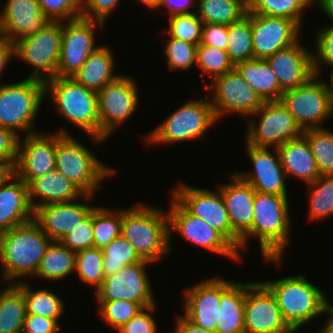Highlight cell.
I'll use <instances>...</instances> for the list:
<instances>
[{"label": "cell", "mask_w": 333, "mask_h": 333, "mask_svg": "<svg viewBox=\"0 0 333 333\" xmlns=\"http://www.w3.org/2000/svg\"><path fill=\"white\" fill-rule=\"evenodd\" d=\"M288 196L256 191L252 228L241 238V251L247 249L249 238L259 239L265 261L281 264L285 247L291 242Z\"/></svg>", "instance_id": "cell-1"}, {"label": "cell", "mask_w": 333, "mask_h": 333, "mask_svg": "<svg viewBox=\"0 0 333 333\" xmlns=\"http://www.w3.org/2000/svg\"><path fill=\"white\" fill-rule=\"evenodd\" d=\"M51 242L34 218L0 232L1 277L4 281L18 283L22 276H34Z\"/></svg>", "instance_id": "cell-2"}, {"label": "cell", "mask_w": 333, "mask_h": 333, "mask_svg": "<svg viewBox=\"0 0 333 333\" xmlns=\"http://www.w3.org/2000/svg\"><path fill=\"white\" fill-rule=\"evenodd\" d=\"M133 206L123 208L121 235L143 260L157 263L173 251L169 244L168 213L148 203Z\"/></svg>", "instance_id": "cell-3"}, {"label": "cell", "mask_w": 333, "mask_h": 333, "mask_svg": "<svg viewBox=\"0 0 333 333\" xmlns=\"http://www.w3.org/2000/svg\"><path fill=\"white\" fill-rule=\"evenodd\" d=\"M45 94H50L54 109L60 116L84 131L92 142L99 144L100 121L97 92L85 88L73 77H55L45 82Z\"/></svg>", "instance_id": "cell-4"}, {"label": "cell", "mask_w": 333, "mask_h": 333, "mask_svg": "<svg viewBox=\"0 0 333 333\" xmlns=\"http://www.w3.org/2000/svg\"><path fill=\"white\" fill-rule=\"evenodd\" d=\"M276 298L285 322L293 331L322 316L328 299L304 274L262 281Z\"/></svg>", "instance_id": "cell-5"}, {"label": "cell", "mask_w": 333, "mask_h": 333, "mask_svg": "<svg viewBox=\"0 0 333 333\" xmlns=\"http://www.w3.org/2000/svg\"><path fill=\"white\" fill-rule=\"evenodd\" d=\"M106 165L66 129L57 130L56 169L85 195H94L105 178L115 176L117 171Z\"/></svg>", "instance_id": "cell-6"}, {"label": "cell", "mask_w": 333, "mask_h": 333, "mask_svg": "<svg viewBox=\"0 0 333 333\" xmlns=\"http://www.w3.org/2000/svg\"><path fill=\"white\" fill-rule=\"evenodd\" d=\"M45 95V82L38 79L0 83V127L19 136L35 133L34 123Z\"/></svg>", "instance_id": "cell-7"}, {"label": "cell", "mask_w": 333, "mask_h": 333, "mask_svg": "<svg viewBox=\"0 0 333 333\" xmlns=\"http://www.w3.org/2000/svg\"><path fill=\"white\" fill-rule=\"evenodd\" d=\"M217 121L207 93L205 99L187 100L147 134L145 141L165 145L199 140Z\"/></svg>", "instance_id": "cell-8"}, {"label": "cell", "mask_w": 333, "mask_h": 333, "mask_svg": "<svg viewBox=\"0 0 333 333\" xmlns=\"http://www.w3.org/2000/svg\"><path fill=\"white\" fill-rule=\"evenodd\" d=\"M318 75L305 84L285 90L280 101L293 115L302 130L323 128L324 121L333 118V88Z\"/></svg>", "instance_id": "cell-9"}, {"label": "cell", "mask_w": 333, "mask_h": 333, "mask_svg": "<svg viewBox=\"0 0 333 333\" xmlns=\"http://www.w3.org/2000/svg\"><path fill=\"white\" fill-rule=\"evenodd\" d=\"M62 21H50L40 32L14 42V57L34 67L28 78L46 82L57 77Z\"/></svg>", "instance_id": "cell-10"}, {"label": "cell", "mask_w": 333, "mask_h": 333, "mask_svg": "<svg viewBox=\"0 0 333 333\" xmlns=\"http://www.w3.org/2000/svg\"><path fill=\"white\" fill-rule=\"evenodd\" d=\"M254 117H258L259 121ZM249 118L246 144L255 147L278 148L303 134V130L281 101L264 102Z\"/></svg>", "instance_id": "cell-11"}, {"label": "cell", "mask_w": 333, "mask_h": 333, "mask_svg": "<svg viewBox=\"0 0 333 333\" xmlns=\"http://www.w3.org/2000/svg\"><path fill=\"white\" fill-rule=\"evenodd\" d=\"M170 209L167 211L169 220V244L174 233H179L188 242L202 249L215 252L228 259L241 261L239 252L220 232L207 222L191 214L173 195ZM173 233V235H172Z\"/></svg>", "instance_id": "cell-12"}, {"label": "cell", "mask_w": 333, "mask_h": 333, "mask_svg": "<svg viewBox=\"0 0 333 333\" xmlns=\"http://www.w3.org/2000/svg\"><path fill=\"white\" fill-rule=\"evenodd\" d=\"M138 91L132 77L120 75L97 92L101 139L109 138L136 112L139 107Z\"/></svg>", "instance_id": "cell-13"}, {"label": "cell", "mask_w": 333, "mask_h": 333, "mask_svg": "<svg viewBox=\"0 0 333 333\" xmlns=\"http://www.w3.org/2000/svg\"><path fill=\"white\" fill-rule=\"evenodd\" d=\"M204 85L206 91L214 92L209 98L217 120L226 113L250 117L264 103L235 68Z\"/></svg>", "instance_id": "cell-14"}, {"label": "cell", "mask_w": 333, "mask_h": 333, "mask_svg": "<svg viewBox=\"0 0 333 333\" xmlns=\"http://www.w3.org/2000/svg\"><path fill=\"white\" fill-rule=\"evenodd\" d=\"M143 260L124 266L120 271L106 276L102 285L95 291L96 301L127 300L139 303L143 308L155 305L149 280L147 265Z\"/></svg>", "instance_id": "cell-15"}, {"label": "cell", "mask_w": 333, "mask_h": 333, "mask_svg": "<svg viewBox=\"0 0 333 333\" xmlns=\"http://www.w3.org/2000/svg\"><path fill=\"white\" fill-rule=\"evenodd\" d=\"M245 333H296L282 317L276 298L262 281L245 283Z\"/></svg>", "instance_id": "cell-16"}, {"label": "cell", "mask_w": 333, "mask_h": 333, "mask_svg": "<svg viewBox=\"0 0 333 333\" xmlns=\"http://www.w3.org/2000/svg\"><path fill=\"white\" fill-rule=\"evenodd\" d=\"M105 24L83 17L62 21V41L57 77H72L99 46L95 44L96 26Z\"/></svg>", "instance_id": "cell-17"}, {"label": "cell", "mask_w": 333, "mask_h": 333, "mask_svg": "<svg viewBox=\"0 0 333 333\" xmlns=\"http://www.w3.org/2000/svg\"><path fill=\"white\" fill-rule=\"evenodd\" d=\"M23 137L12 171L27 184L56 169L57 131L54 134L39 131Z\"/></svg>", "instance_id": "cell-18"}, {"label": "cell", "mask_w": 333, "mask_h": 333, "mask_svg": "<svg viewBox=\"0 0 333 333\" xmlns=\"http://www.w3.org/2000/svg\"><path fill=\"white\" fill-rule=\"evenodd\" d=\"M194 188L187 184L175 187L171 194L194 216L207 222L232 244V228L221 191Z\"/></svg>", "instance_id": "cell-19"}, {"label": "cell", "mask_w": 333, "mask_h": 333, "mask_svg": "<svg viewBox=\"0 0 333 333\" xmlns=\"http://www.w3.org/2000/svg\"><path fill=\"white\" fill-rule=\"evenodd\" d=\"M253 52L255 59H266L300 39L301 27L284 17L251 13Z\"/></svg>", "instance_id": "cell-20"}, {"label": "cell", "mask_w": 333, "mask_h": 333, "mask_svg": "<svg viewBox=\"0 0 333 333\" xmlns=\"http://www.w3.org/2000/svg\"><path fill=\"white\" fill-rule=\"evenodd\" d=\"M245 146L254 169L236 174L249 183L255 191L288 196L286 174L277 148L271 149L273 150L271 153L268 147H255L246 143Z\"/></svg>", "instance_id": "cell-21"}, {"label": "cell", "mask_w": 333, "mask_h": 333, "mask_svg": "<svg viewBox=\"0 0 333 333\" xmlns=\"http://www.w3.org/2000/svg\"><path fill=\"white\" fill-rule=\"evenodd\" d=\"M230 179V183L220 184L218 189L229 215L232 245L240 251L241 238L252 228L256 191L236 173L231 174Z\"/></svg>", "instance_id": "cell-22"}, {"label": "cell", "mask_w": 333, "mask_h": 333, "mask_svg": "<svg viewBox=\"0 0 333 333\" xmlns=\"http://www.w3.org/2000/svg\"><path fill=\"white\" fill-rule=\"evenodd\" d=\"M93 196L83 195L87 204L75 200L40 206L34 211V219L52 241H61L93 211L95 206L89 204Z\"/></svg>", "instance_id": "cell-23"}, {"label": "cell", "mask_w": 333, "mask_h": 333, "mask_svg": "<svg viewBox=\"0 0 333 333\" xmlns=\"http://www.w3.org/2000/svg\"><path fill=\"white\" fill-rule=\"evenodd\" d=\"M0 12V35L10 42L40 32L51 20L37 0H6Z\"/></svg>", "instance_id": "cell-24"}, {"label": "cell", "mask_w": 333, "mask_h": 333, "mask_svg": "<svg viewBox=\"0 0 333 333\" xmlns=\"http://www.w3.org/2000/svg\"><path fill=\"white\" fill-rule=\"evenodd\" d=\"M312 53L298 40L266 58L283 91L301 86L314 76Z\"/></svg>", "instance_id": "cell-25"}, {"label": "cell", "mask_w": 333, "mask_h": 333, "mask_svg": "<svg viewBox=\"0 0 333 333\" xmlns=\"http://www.w3.org/2000/svg\"><path fill=\"white\" fill-rule=\"evenodd\" d=\"M183 309L185 317L215 333L220 309V277L202 280L186 289Z\"/></svg>", "instance_id": "cell-26"}, {"label": "cell", "mask_w": 333, "mask_h": 333, "mask_svg": "<svg viewBox=\"0 0 333 333\" xmlns=\"http://www.w3.org/2000/svg\"><path fill=\"white\" fill-rule=\"evenodd\" d=\"M33 218L27 184L11 170L0 182V232Z\"/></svg>", "instance_id": "cell-27"}, {"label": "cell", "mask_w": 333, "mask_h": 333, "mask_svg": "<svg viewBox=\"0 0 333 333\" xmlns=\"http://www.w3.org/2000/svg\"><path fill=\"white\" fill-rule=\"evenodd\" d=\"M28 196L34 211L43 205L75 201L82 202L84 193L57 169L27 183Z\"/></svg>", "instance_id": "cell-28"}, {"label": "cell", "mask_w": 333, "mask_h": 333, "mask_svg": "<svg viewBox=\"0 0 333 333\" xmlns=\"http://www.w3.org/2000/svg\"><path fill=\"white\" fill-rule=\"evenodd\" d=\"M245 283L220 277V309L215 333H245Z\"/></svg>", "instance_id": "cell-29"}, {"label": "cell", "mask_w": 333, "mask_h": 333, "mask_svg": "<svg viewBox=\"0 0 333 333\" xmlns=\"http://www.w3.org/2000/svg\"><path fill=\"white\" fill-rule=\"evenodd\" d=\"M286 177L292 176L303 184L314 182L319 176L315 157L307 139L300 137L277 148Z\"/></svg>", "instance_id": "cell-30"}, {"label": "cell", "mask_w": 333, "mask_h": 333, "mask_svg": "<svg viewBox=\"0 0 333 333\" xmlns=\"http://www.w3.org/2000/svg\"><path fill=\"white\" fill-rule=\"evenodd\" d=\"M114 60L111 49L101 45L91 53L72 77L85 88L98 92L120 76L113 72Z\"/></svg>", "instance_id": "cell-31"}, {"label": "cell", "mask_w": 333, "mask_h": 333, "mask_svg": "<svg viewBox=\"0 0 333 333\" xmlns=\"http://www.w3.org/2000/svg\"><path fill=\"white\" fill-rule=\"evenodd\" d=\"M263 102L280 101L283 94L266 59H250L234 67Z\"/></svg>", "instance_id": "cell-32"}, {"label": "cell", "mask_w": 333, "mask_h": 333, "mask_svg": "<svg viewBox=\"0 0 333 333\" xmlns=\"http://www.w3.org/2000/svg\"><path fill=\"white\" fill-rule=\"evenodd\" d=\"M0 289V333H22L27 315L22 288L10 283Z\"/></svg>", "instance_id": "cell-33"}, {"label": "cell", "mask_w": 333, "mask_h": 333, "mask_svg": "<svg viewBox=\"0 0 333 333\" xmlns=\"http://www.w3.org/2000/svg\"><path fill=\"white\" fill-rule=\"evenodd\" d=\"M76 269V252L60 241H52L48 246L35 274L49 281L65 279Z\"/></svg>", "instance_id": "cell-34"}, {"label": "cell", "mask_w": 333, "mask_h": 333, "mask_svg": "<svg viewBox=\"0 0 333 333\" xmlns=\"http://www.w3.org/2000/svg\"><path fill=\"white\" fill-rule=\"evenodd\" d=\"M249 7L242 0H197V15L203 24L230 25L247 15Z\"/></svg>", "instance_id": "cell-35"}, {"label": "cell", "mask_w": 333, "mask_h": 333, "mask_svg": "<svg viewBox=\"0 0 333 333\" xmlns=\"http://www.w3.org/2000/svg\"><path fill=\"white\" fill-rule=\"evenodd\" d=\"M17 284L22 288L27 314L45 316L59 324V319L65 312V305L59 295L48 289L33 290L30 284L22 280Z\"/></svg>", "instance_id": "cell-36"}, {"label": "cell", "mask_w": 333, "mask_h": 333, "mask_svg": "<svg viewBox=\"0 0 333 333\" xmlns=\"http://www.w3.org/2000/svg\"><path fill=\"white\" fill-rule=\"evenodd\" d=\"M228 44L227 53L235 66L240 62L254 59L251 13L248 11L238 22L227 25Z\"/></svg>", "instance_id": "cell-37"}, {"label": "cell", "mask_w": 333, "mask_h": 333, "mask_svg": "<svg viewBox=\"0 0 333 333\" xmlns=\"http://www.w3.org/2000/svg\"><path fill=\"white\" fill-rule=\"evenodd\" d=\"M123 209L95 206L93 209L94 247L103 249L122 232Z\"/></svg>", "instance_id": "cell-38"}, {"label": "cell", "mask_w": 333, "mask_h": 333, "mask_svg": "<svg viewBox=\"0 0 333 333\" xmlns=\"http://www.w3.org/2000/svg\"><path fill=\"white\" fill-rule=\"evenodd\" d=\"M313 4L314 0H254L248 11L252 14L288 18L302 27V13Z\"/></svg>", "instance_id": "cell-39"}, {"label": "cell", "mask_w": 333, "mask_h": 333, "mask_svg": "<svg viewBox=\"0 0 333 333\" xmlns=\"http://www.w3.org/2000/svg\"><path fill=\"white\" fill-rule=\"evenodd\" d=\"M307 187L310 189L309 220L314 222L333 216V175L319 176Z\"/></svg>", "instance_id": "cell-40"}, {"label": "cell", "mask_w": 333, "mask_h": 333, "mask_svg": "<svg viewBox=\"0 0 333 333\" xmlns=\"http://www.w3.org/2000/svg\"><path fill=\"white\" fill-rule=\"evenodd\" d=\"M315 157L320 176L333 175V132L326 128L303 130Z\"/></svg>", "instance_id": "cell-41"}, {"label": "cell", "mask_w": 333, "mask_h": 333, "mask_svg": "<svg viewBox=\"0 0 333 333\" xmlns=\"http://www.w3.org/2000/svg\"><path fill=\"white\" fill-rule=\"evenodd\" d=\"M105 277L120 271L124 266L142 262L134 246L122 235L102 249Z\"/></svg>", "instance_id": "cell-42"}, {"label": "cell", "mask_w": 333, "mask_h": 333, "mask_svg": "<svg viewBox=\"0 0 333 333\" xmlns=\"http://www.w3.org/2000/svg\"><path fill=\"white\" fill-rule=\"evenodd\" d=\"M75 273L82 283L97 290L105 279L102 249L91 247L76 252Z\"/></svg>", "instance_id": "cell-43"}, {"label": "cell", "mask_w": 333, "mask_h": 333, "mask_svg": "<svg viewBox=\"0 0 333 333\" xmlns=\"http://www.w3.org/2000/svg\"><path fill=\"white\" fill-rule=\"evenodd\" d=\"M196 65L202 73L210 76L212 81L235 67L227 51L205 44L197 46Z\"/></svg>", "instance_id": "cell-44"}, {"label": "cell", "mask_w": 333, "mask_h": 333, "mask_svg": "<svg viewBox=\"0 0 333 333\" xmlns=\"http://www.w3.org/2000/svg\"><path fill=\"white\" fill-rule=\"evenodd\" d=\"M100 318L117 331L144 308L127 300L97 301Z\"/></svg>", "instance_id": "cell-45"}, {"label": "cell", "mask_w": 333, "mask_h": 333, "mask_svg": "<svg viewBox=\"0 0 333 333\" xmlns=\"http://www.w3.org/2000/svg\"><path fill=\"white\" fill-rule=\"evenodd\" d=\"M169 37L199 45L202 39L203 22L197 13L181 14L168 17Z\"/></svg>", "instance_id": "cell-46"}, {"label": "cell", "mask_w": 333, "mask_h": 333, "mask_svg": "<svg viewBox=\"0 0 333 333\" xmlns=\"http://www.w3.org/2000/svg\"><path fill=\"white\" fill-rule=\"evenodd\" d=\"M170 71L188 70L196 64L197 45L169 37L163 49Z\"/></svg>", "instance_id": "cell-47"}, {"label": "cell", "mask_w": 333, "mask_h": 333, "mask_svg": "<svg viewBox=\"0 0 333 333\" xmlns=\"http://www.w3.org/2000/svg\"><path fill=\"white\" fill-rule=\"evenodd\" d=\"M320 29V30H319ZM315 33L316 53L313 51L314 75L321 77L322 67L331 68L330 76L333 74V26L319 28Z\"/></svg>", "instance_id": "cell-48"}, {"label": "cell", "mask_w": 333, "mask_h": 333, "mask_svg": "<svg viewBox=\"0 0 333 333\" xmlns=\"http://www.w3.org/2000/svg\"><path fill=\"white\" fill-rule=\"evenodd\" d=\"M51 21H68L81 17V0H37Z\"/></svg>", "instance_id": "cell-49"}, {"label": "cell", "mask_w": 333, "mask_h": 333, "mask_svg": "<svg viewBox=\"0 0 333 333\" xmlns=\"http://www.w3.org/2000/svg\"><path fill=\"white\" fill-rule=\"evenodd\" d=\"M93 211L60 241L74 252L94 247Z\"/></svg>", "instance_id": "cell-50"}, {"label": "cell", "mask_w": 333, "mask_h": 333, "mask_svg": "<svg viewBox=\"0 0 333 333\" xmlns=\"http://www.w3.org/2000/svg\"><path fill=\"white\" fill-rule=\"evenodd\" d=\"M120 0H81V17L106 24Z\"/></svg>", "instance_id": "cell-51"}, {"label": "cell", "mask_w": 333, "mask_h": 333, "mask_svg": "<svg viewBox=\"0 0 333 333\" xmlns=\"http://www.w3.org/2000/svg\"><path fill=\"white\" fill-rule=\"evenodd\" d=\"M157 304L144 308L126 324L120 327L118 333H157L156 322L151 312L156 310Z\"/></svg>", "instance_id": "cell-52"}, {"label": "cell", "mask_w": 333, "mask_h": 333, "mask_svg": "<svg viewBox=\"0 0 333 333\" xmlns=\"http://www.w3.org/2000/svg\"><path fill=\"white\" fill-rule=\"evenodd\" d=\"M20 136L14 131L0 127V163L15 166L18 159Z\"/></svg>", "instance_id": "cell-53"}, {"label": "cell", "mask_w": 333, "mask_h": 333, "mask_svg": "<svg viewBox=\"0 0 333 333\" xmlns=\"http://www.w3.org/2000/svg\"><path fill=\"white\" fill-rule=\"evenodd\" d=\"M200 44L214 46L226 51L228 44L227 25L218 23L203 24Z\"/></svg>", "instance_id": "cell-54"}, {"label": "cell", "mask_w": 333, "mask_h": 333, "mask_svg": "<svg viewBox=\"0 0 333 333\" xmlns=\"http://www.w3.org/2000/svg\"><path fill=\"white\" fill-rule=\"evenodd\" d=\"M60 325L51 318L27 314L22 333H59Z\"/></svg>", "instance_id": "cell-55"}, {"label": "cell", "mask_w": 333, "mask_h": 333, "mask_svg": "<svg viewBox=\"0 0 333 333\" xmlns=\"http://www.w3.org/2000/svg\"><path fill=\"white\" fill-rule=\"evenodd\" d=\"M163 7L168 8V17L194 13L197 12V0H162L156 9Z\"/></svg>", "instance_id": "cell-56"}, {"label": "cell", "mask_w": 333, "mask_h": 333, "mask_svg": "<svg viewBox=\"0 0 333 333\" xmlns=\"http://www.w3.org/2000/svg\"><path fill=\"white\" fill-rule=\"evenodd\" d=\"M176 325L173 333H214L196 325L183 314L176 316Z\"/></svg>", "instance_id": "cell-57"}, {"label": "cell", "mask_w": 333, "mask_h": 333, "mask_svg": "<svg viewBox=\"0 0 333 333\" xmlns=\"http://www.w3.org/2000/svg\"><path fill=\"white\" fill-rule=\"evenodd\" d=\"M14 57V43L0 35V75Z\"/></svg>", "instance_id": "cell-58"}, {"label": "cell", "mask_w": 333, "mask_h": 333, "mask_svg": "<svg viewBox=\"0 0 333 333\" xmlns=\"http://www.w3.org/2000/svg\"><path fill=\"white\" fill-rule=\"evenodd\" d=\"M324 314H329V319H326L325 324L323 325V327L321 326L317 333H333V304H331L330 302L327 303L323 312V315Z\"/></svg>", "instance_id": "cell-59"}, {"label": "cell", "mask_w": 333, "mask_h": 333, "mask_svg": "<svg viewBox=\"0 0 333 333\" xmlns=\"http://www.w3.org/2000/svg\"><path fill=\"white\" fill-rule=\"evenodd\" d=\"M314 2H316V6H318L319 9L322 10V13L333 23V0H314Z\"/></svg>", "instance_id": "cell-60"}, {"label": "cell", "mask_w": 333, "mask_h": 333, "mask_svg": "<svg viewBox=\"0 0 333 333\" xmlns=\"http://www.w3.org/2000/svg\"><path fill=\"white\" fill-rule=\"evenodd\" d=\"M140 3H143L145 7L150 9H155L159 6L162 0H138Z\"/></svg>", "instance_id": "cell-61"}, {"label": "cell", "mask_w": 333, "mask_h": 333, "mask_svg": "<svg viewBox=\"0 0 333 333\" xmlns=\"http://www.w3.org/2000/svg\"><path fill=\"white\" fill-rule=\"evenodd\" d=\"M11 170L12 169L9 166L0 163V182Z\"/></svg>", "instance_id": "cell-62"}, {"label": "cell", "mask_w": 333, "mask_h": 333, "mask_svg": "<svg viewBox=\"0 0 333 333\" xmlns=\"http://www.w3.org/2000/svg\"><path fill=\"white\" fill-rule=\"evenodd\" d=\"M248 7L254 0H242Z\"/></svg>", "instance_id": "cell-63"}, {"label": "cell", "mask_w": 333, "mask_h": 333, "mask_svg": "<svg viewBox=\"0 0 333 333\" xmlns=\"http://www.w3.org/2000/svg\"><path fill=\"white\" fill-rule=\"evenodd\" d=\"M329 79L331 80L332 88H333V74L329 76Z\"/></svg>", "instance_id": "cell-64"}]
</instances>
